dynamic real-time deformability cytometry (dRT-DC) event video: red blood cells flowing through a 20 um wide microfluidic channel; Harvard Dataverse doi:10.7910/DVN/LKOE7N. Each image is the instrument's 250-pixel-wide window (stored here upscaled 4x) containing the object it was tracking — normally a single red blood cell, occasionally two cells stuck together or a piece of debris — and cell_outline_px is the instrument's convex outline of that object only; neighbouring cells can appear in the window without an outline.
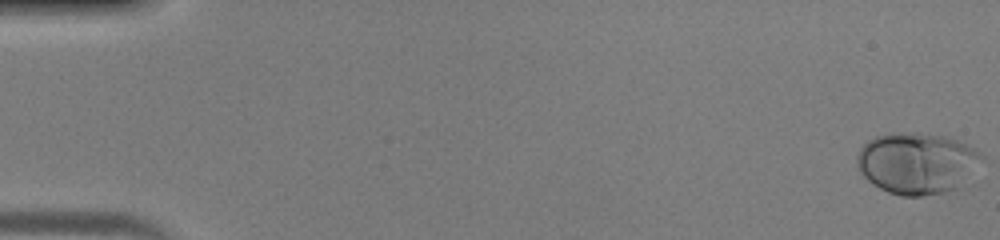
{"species": "human", "species_latin": "Homo sapiens", "temperature_condition": "warm", "stored_images_in_passage": 46, "camera_frame_rate_fps": 3000, "um_per_image_px": 0.085, "donor": {"sex": "male"}, "frame": {"image": 1, "passage_image": 1, "time_ms": 0.0, "image_size_px": [1000, 240], "cell_outline_px": [[984, 160], [956, 188], [944, 192], [924, 196], [900, 196], [888, 192], [872, 184], [860, 172], [856, 164], [856, 156], [860, 148], [868, 140], [876, 136], [916, 132], [940, 136], [956, 140], [976, 148], [984, 156]], "centroid_in_image_um": [77.92, 13.88], "position_along_channel_um": 7.1, "area_um2": 44.33}}
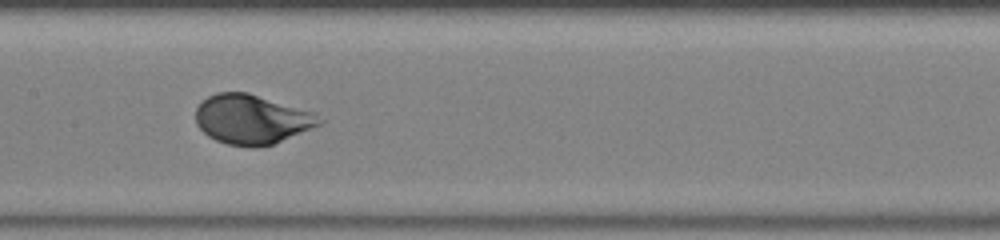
{"frame": {"image": 2, "passage_image": 24, "time_ms": 7.667, "image_size_px": [1000, 240], "cell_outline_px": [[324, 120], [320, 124], [272, 144], [252, 148], [228, 144], [216, 140], [208, 136], [196, 124], [196, 108], [208, 96], [216, 92], [248, 92], [316, 112]], "centroid_in_image_um": [21.4, 10.13], "position_along_channel_um": 186.0, "area_um2": 35.6}}
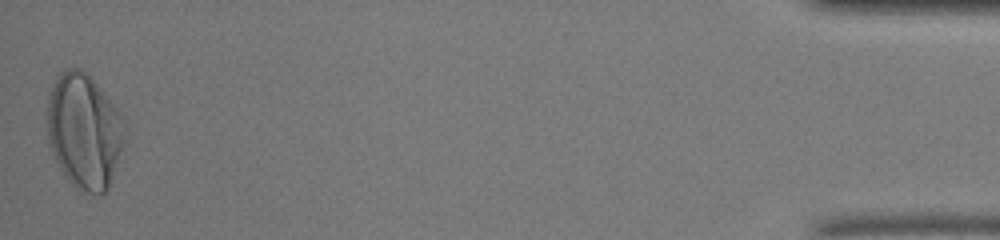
{"frame": {"image": 3, "passage_image": 46, "time_ms": 15.0, "image_size_px": [1000, 240], "cell_outline_px": [[124, 140], [108, 192], [104, 196], [100, 196], [80, 192], [68, 180], [60, 168], [48, 144], [48, 92], [56, 72], [64, 68], [80, 68], [100, 88], [124, 120]], "centroid_in_image_um": [7.13, 11.17], "position_along_channel_um": 428.1, "area_um2": 52.25}}